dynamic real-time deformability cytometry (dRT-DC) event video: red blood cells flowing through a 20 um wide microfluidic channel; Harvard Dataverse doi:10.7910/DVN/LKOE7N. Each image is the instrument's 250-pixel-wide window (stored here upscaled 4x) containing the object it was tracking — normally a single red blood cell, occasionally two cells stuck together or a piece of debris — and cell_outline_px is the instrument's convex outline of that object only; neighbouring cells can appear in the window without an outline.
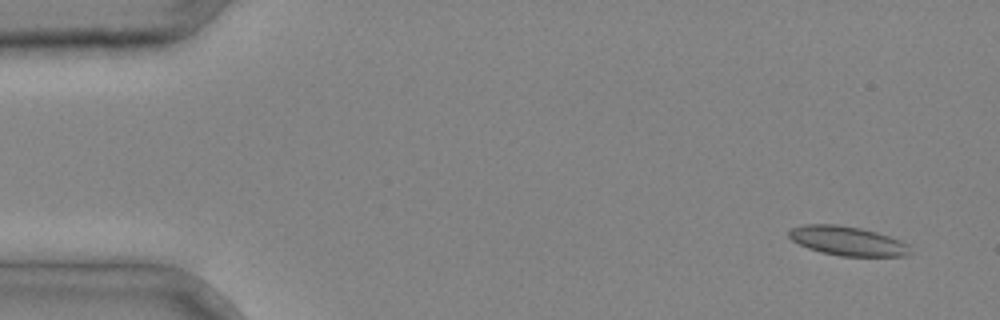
{"species": "common noctule bat (a hibernating species)", "species_latin": "Nyctalus noctula", "temperature_condition": "cold", "stored_images_in_passage": 3, "camera_frame_rate_fps": 3000, "um_per_image_px": 0.085, "animal": {"sex": "male", "body_mass_g": 20.4}, "frame": {"image": 1, "passage_image": 1, "time_ms": 0.0, "image_size_px": [1000, 320], "cell_outline_px": [[908, 256], [840, 256], [820, 252], [808, 248], [792, 240], [788, 236], [788, 232], [792, 228], [804, 224], [836, 224], [860, 228], [876, 232], [900, 240], [908, 244]], "centroid_in_image_um": [72.0, 20.48], "position_along_channel_um": 13.0, "area_um2": 20.52}}
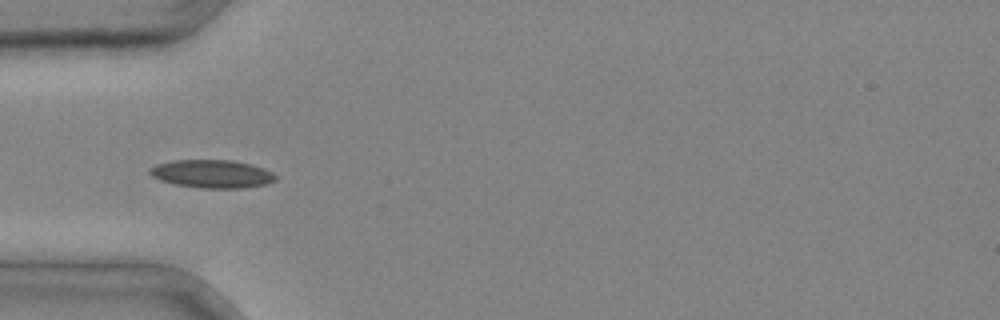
{"frame": {"image": 2, "passage_image": 3, "time_ms": 0.667, "image_size_px": [1000, 320], "cell_outline_px": [[276, 180], [268, 184], [244, 188], [204, 188], [176, 184], [160, 180], [152, 176], [148, 172], [148, 168], [156, 164], [172, 160], [232, 160], [252, 164], [264, 168], [272, 172], [276, 176]], "centroid_in_image_um": [18.03, 14.77], "position_along_channel_um": 67.0, "area_um2": 20.75}}